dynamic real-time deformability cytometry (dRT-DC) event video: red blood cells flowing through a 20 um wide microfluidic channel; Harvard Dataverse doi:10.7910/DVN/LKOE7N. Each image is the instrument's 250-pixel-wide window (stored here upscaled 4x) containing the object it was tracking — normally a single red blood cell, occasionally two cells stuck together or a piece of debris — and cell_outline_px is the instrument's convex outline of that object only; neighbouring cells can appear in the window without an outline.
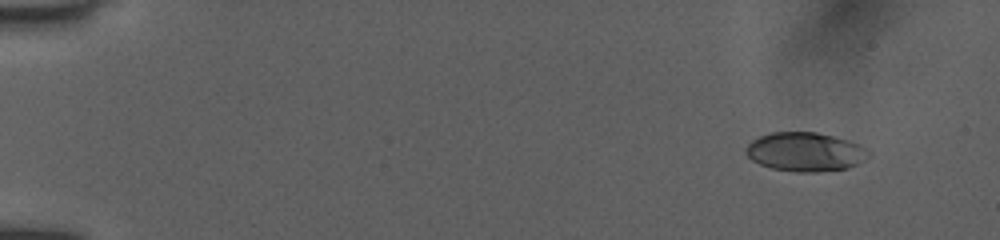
{"species": "human", "species_latin": "Homo sapiens", "temperature_condition": "room temperature", "stored_images_in_passage": 16, "camera_frame_rate_fps": 3000, "um_per_image_px": 0.085, "donor": {"sex": "female"}, "frame": {"image": 1, "passage_image": 1, "time_ms": 0.0, "image_size_px": [1000, 240], "cell_outline_px": [[868, 156], [864, 160], [848, 168], [816, 172], [796, 172], [772, 168], [760, 164], [752, 160], [748, 156], [748, 144], [752, 140], [760, 136], [772, 132], [816, 132], [848, 140], [860, 144], [868, 152]], "centroid_in_image_um": [68.45, 12.91], "position_along_channel_um": 16.5, "area_um2": 27.51}}
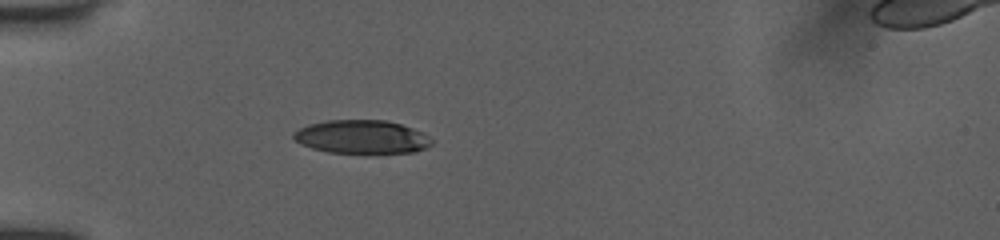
{"frame": {"image": 2, "passage_image": 12, "time_ms": 4.0, "image_size_px": [1000, 240], "cell_outline_px": [[432, 144], [416, 152], [328, 152], [312, 148], [300, 144], [292, 136], [292, 132], [308, 124], [328, 120], [384, 120], [400, 124], [412, 128], [428, 136], [432, 140]], "centroid_in_image_um": [30.71, 11.62], "position_along_channel_um": 54.3, "area_um2": 26.59}}
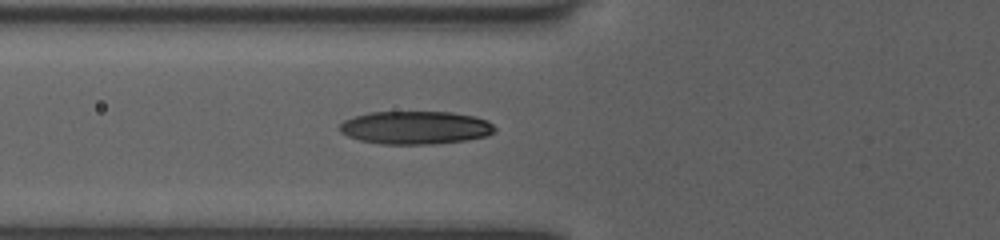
{"frame": {"image": 3, "passage_image": 16, "time_ms": 5.333, "image_size_px": [1000, 240], "cell_outline_px": [[496, 132], [488, 136], [464, 140], [432, 144], [380, 144], [360, 140], [348, 136], [340, 132], [340, 124], [344, 120], [356, 116], [372, 112], [452, 112], [472, 116], [488, 120], [496, 128]], "centroid_in_image_um": [35.34, 10.85], "position_along_channel_um": 90.5, "area_um2": 29.88}}